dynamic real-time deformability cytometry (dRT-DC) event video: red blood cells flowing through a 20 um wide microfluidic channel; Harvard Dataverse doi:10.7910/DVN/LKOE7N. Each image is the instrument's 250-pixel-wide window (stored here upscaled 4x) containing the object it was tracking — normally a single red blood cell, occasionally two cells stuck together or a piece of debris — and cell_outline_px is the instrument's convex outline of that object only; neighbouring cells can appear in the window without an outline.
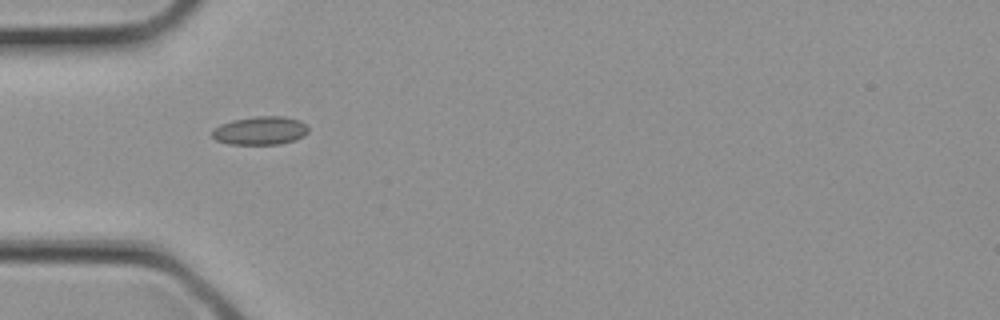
{"species": "common noctule bat (a hibernating species)", "species_latin": "Nyctalus noctula", "temperature_condition": "cold", "stored_images_in_passage": 2, "camera_frame_rate_fps": 3000, "um_per_image_px": 0.085, "animal": {"sex": "female", "body_mass_g": 21.9}, "frame": {"image": 1, "passage_image": 2, "time_ms": 0.333, "image_size_px": [1000, 320], "cell_outline_px": [[308, 132], [304, 136], [280, 144], [228, 144], [216, 140], [212, 136], [212, 132], [220, 124], [232, 120], [256, 116], [284, 116], [300, 120], [308, 128]], "centroid_in_image_um": [22.12, 11.09], "position_along_channel_um": 62.9, "area_um2": 15.84}}